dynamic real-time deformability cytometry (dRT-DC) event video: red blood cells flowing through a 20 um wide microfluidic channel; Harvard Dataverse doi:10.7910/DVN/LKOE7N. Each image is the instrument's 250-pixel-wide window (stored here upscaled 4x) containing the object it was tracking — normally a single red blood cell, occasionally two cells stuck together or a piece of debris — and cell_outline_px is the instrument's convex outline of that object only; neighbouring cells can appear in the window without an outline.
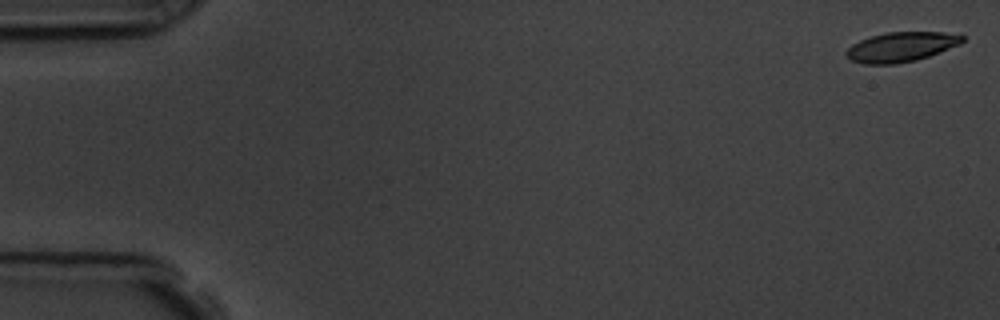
{"species": "common noctule bat (a hibernating species)", "species_latin": "Nyctalus noctula", "temperature_condition": "room temperature", "stored_images_in_passage": 57, "camera_frame_rate_fps": 3000, "um_per_image_px": 0.085, "animal": {"sex": "male", "body_mass_g": 19.5, "forearm_length_mm": 54.6}, "frame": {"image": 1, "passage_image": 1, "time_ms": 0.0, "image_size_px": [1000, 320], "cell_outline_px": [[964, 40], [960, 44], [928, 56], [916, 60], [896, 64], [864, 64], [852, 60], [844, 52], [852, 44], [860, 40], [872, 36], [888, 32], [944, 32], [964, 36]], "centroid_in_image_um": [76.58, 3.99], "position_along_channel_um": 8.4, "area_um2": 19.88}}
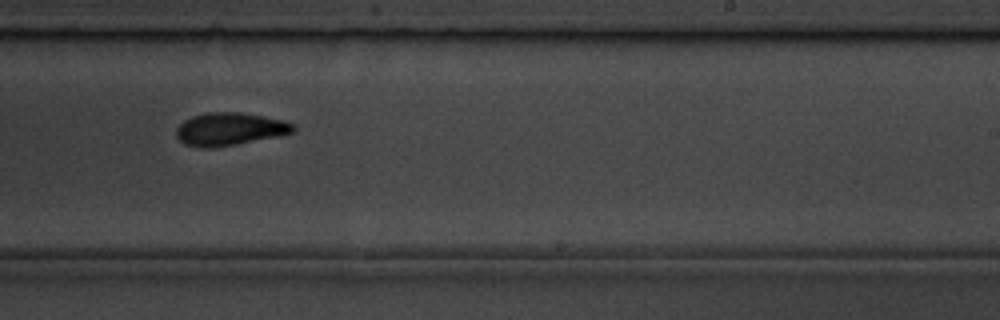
{"frame": {"image": 2, "passage_image": 35, "time_ms": 11.333, "image_size_px": [1000, 320], "cell_outline_px": [[296, 128], [292, 132], [280, 136], [236, 144], [212, 148], [200, 148], [184, 144], [176, 136], [176, 128], [184, 120], [192, 116], [208, 112], [240, 112], [284, 120], [296, 124]], "centroid_in_image_um": [19.53, 10.97], "position_along_channel_um": 269.5, "area_um2": 22.48}}
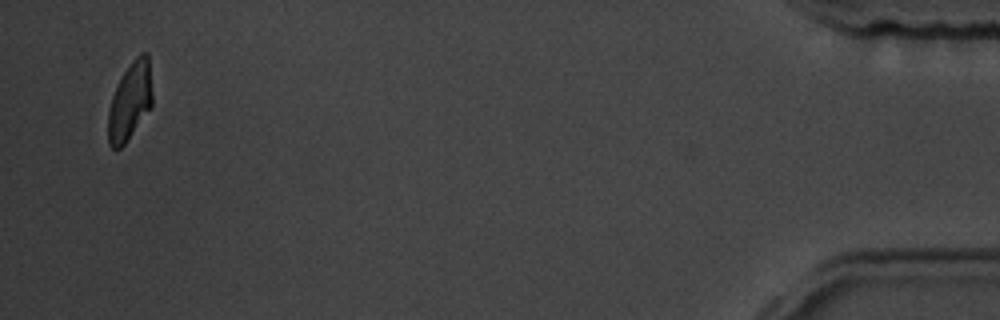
{"frame": {"image": 3, "passage_image": 55, "time_ms": 18.0, "image_size_px": [1000, 320], "cell_outline_px": [[152, 108], [124, 144], [120, 148], [112, 148], [108, 144], [108, 112], [112, 96], [124, 72], [132, 60], [140, 52], [148, 52], [152, 92]], "centroid_in_image_um": [11.07, 8.6], "position_along_channel_um": 424.1, "area_um2": 20.06}, "authors_computed_cell_mechanics": {"area_um2": 21.6172, "velocity_mm_per_s": 3.5938, "shape_relaxation_time_tau1_ms": 4.9563, "shape_relaxation_time_tau2_ms": 3.9726, "deformation_change_tau1": 0.1547, "deformation_change_tau2": 0.1015}}